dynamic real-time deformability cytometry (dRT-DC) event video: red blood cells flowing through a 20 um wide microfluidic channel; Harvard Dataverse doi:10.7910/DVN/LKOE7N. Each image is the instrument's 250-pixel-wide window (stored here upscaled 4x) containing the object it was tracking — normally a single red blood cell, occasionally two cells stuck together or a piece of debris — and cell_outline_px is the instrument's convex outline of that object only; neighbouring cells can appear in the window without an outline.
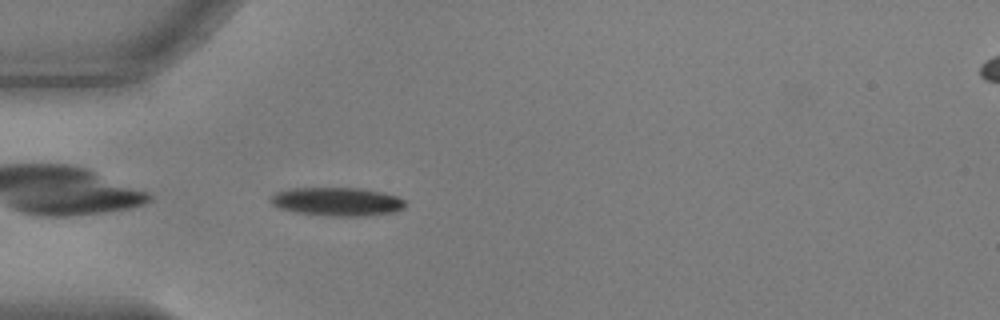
{"species": "common noctule bat (a hibernating species)", "species_latin": "Nyctalus noctula", "temperature_condition": "warm", "stored_images_in_passage": 40, "camera_frame_rate_fps": 3000, "um_per_image_px": 0.085, "animal": {"sex": "male", "body_mass_g": 17.9, "forearm_length_mm": 54.2}, "frame": {"image": 1, "passage_image": 2, "time_ms": 0.333, "image_size_px": [1000, 320], "cell_outline_px": [[404, 208], [396, 212], [364, 216], [332, 216], [296, 212], [280, 208], [272, 204], [268, 200], [268, 196], [276, 192], [288, 188], [360, 188], [380, 192], [396, 196], [404, 200]], "centroid_in_image_um": [28.61, 17.13], "position_along_channel_um": 56.4, "area_um2": 22.43}}
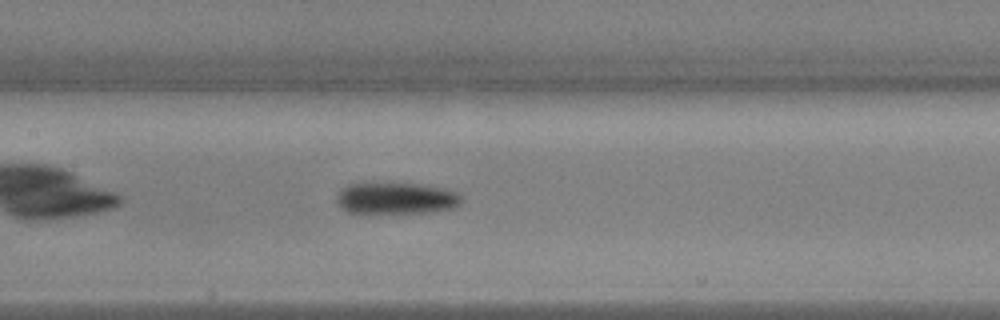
{"frame": {"image": 2, "passage_image": 12, "time_ms": 3.667, "image_size_px": [1000, 320], "cell_outline_px": [[464, 200], [460, 204], [452, 208], [436, 212], [348, 212], [340, 208], [336, 204], [336, 196], [340, 188], [348, 184], [364, 180], [420, 184], [444, 188], [456, 192]], "centroid_in_image_um": [33.59, 16.8], "position_along_channel_um": 173.8, "area_um2": 23.87}}
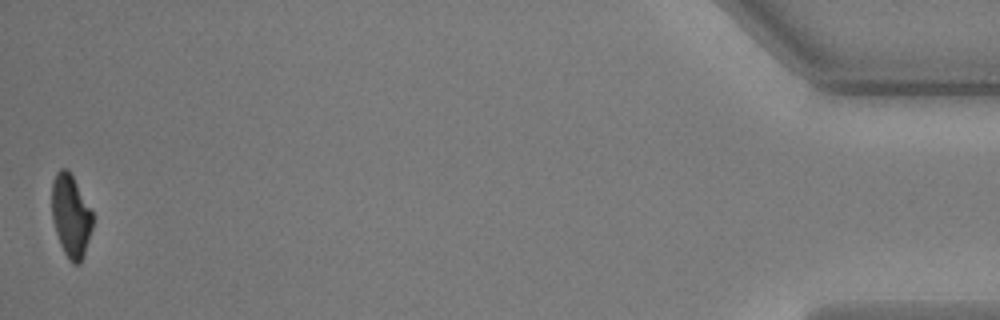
{"frame": {"image": 3, "passage_image": 40, "time_ms": 13.0, "image_size_px": [1000, 320], "cell_outline_px": [[92, 228], [84, 256], [80, 264], [72, 264], [68, 260], [60, 244], [52, 220], [52, 180], [56, 172], [60, 168], [68, 168], [92, 212]], "centroid_in_image_um": [6.01, 18.36], "position_along_channel_um": 429.2, "area_um2": 19.65}, "authors_computed_cell_mechanics": {"area_um2": 22.1952, "velocity_mm_per_s": 3.6996, "shape_relaxation_time_tau1_ms": 3.2397, "shape_relaxation_time_tau2_ms": 9.3926, "deformation_change_tau1": 0.1783, "deformation_change_tau2": 0.1697}}